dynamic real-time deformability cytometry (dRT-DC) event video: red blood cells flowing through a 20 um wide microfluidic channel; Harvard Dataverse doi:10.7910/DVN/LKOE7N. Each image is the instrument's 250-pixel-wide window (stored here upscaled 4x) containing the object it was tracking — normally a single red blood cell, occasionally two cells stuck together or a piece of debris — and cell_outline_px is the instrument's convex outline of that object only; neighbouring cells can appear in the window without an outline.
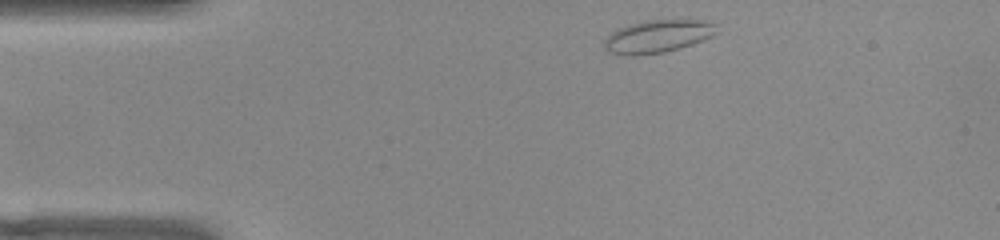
{"species": "common noctule bat (a hibernating species)", "species_latin": "Nyctalus noctula", "temperature_condition": "warm", "stored_images_in_passage": 43, "camera_frame_rate_fps": 3000, "um_per_image_px": 0.085, "animal": {"sex": "female", "body_mass_g": 22.0, "forearm_length_mm": 56.7}, "frame": {"image": 1, "passage_image": 1, "time_ms": 0.0, "image_size_px": [1000, 240], "cell_outline_px": [[716, 32], [712, 36], [704, 40], [680, 48], [664, 52], [636, 56], [624, 56], [608, 52], [604, 48], [604, 40], [612, 32], [628, 24], [644, 20], [704, 20], [716, 24]], "centroid_in_image_um": [55.88, 3.1], "position_along_channel_um": 29.1, "area_um2": 21.62}}
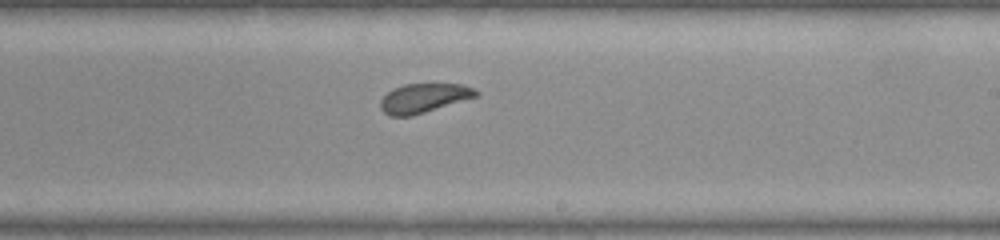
{"frame": {"image": 2, "passage_image": 22, "time_ms": 7.0, "image_size_px": [1000, 240], "cell_outline_px": [[480, 96], [412, 116], [388, 116], [380, 108], [380, 100], [392, 88], [404, 84], [464, 84], [480, 92]], "centroid_in_image_um": [36.04, 8.34], "position_along_channel_um": 253.0, "area_um2": 16.47}}
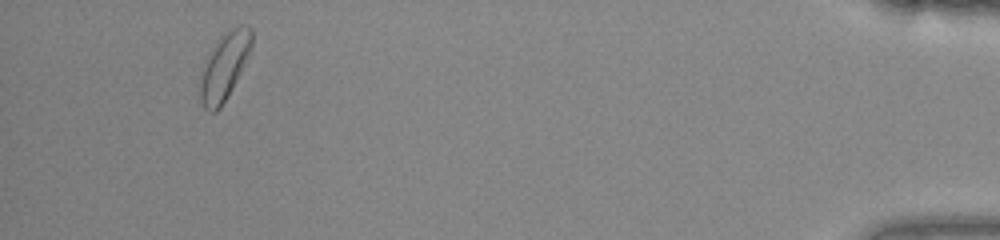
{"frame": {"image": 3, "passage_image": 40, "time_ms": 13.0, "image_size_px": [1000, 240], "cell_outline_px": [[252, 48], [232, 88], [220, 108], [216, 112], [208, 112], [204, 108], [200, 100], [200, 76], [208, 52], [220, 36], [232, 28], [240, 24], [248, 24], [252, 28]], "centroid_in_image_um": [19.07, 5.61], "position_along_channel_um": 416.1, "area_um2": 20.23}, "authors_computed_cell_mechanics": {"area_um2": 17.34, "velocity_mm_per_s": 3.9554, "shape_relaxation_time_tau1_ms": 3.4166, "shape_relaxation_time_tau2_ms": 1.5753, "deformation_change_tau1": 0.0554, "deformation_change_tau2": 0.0608}}